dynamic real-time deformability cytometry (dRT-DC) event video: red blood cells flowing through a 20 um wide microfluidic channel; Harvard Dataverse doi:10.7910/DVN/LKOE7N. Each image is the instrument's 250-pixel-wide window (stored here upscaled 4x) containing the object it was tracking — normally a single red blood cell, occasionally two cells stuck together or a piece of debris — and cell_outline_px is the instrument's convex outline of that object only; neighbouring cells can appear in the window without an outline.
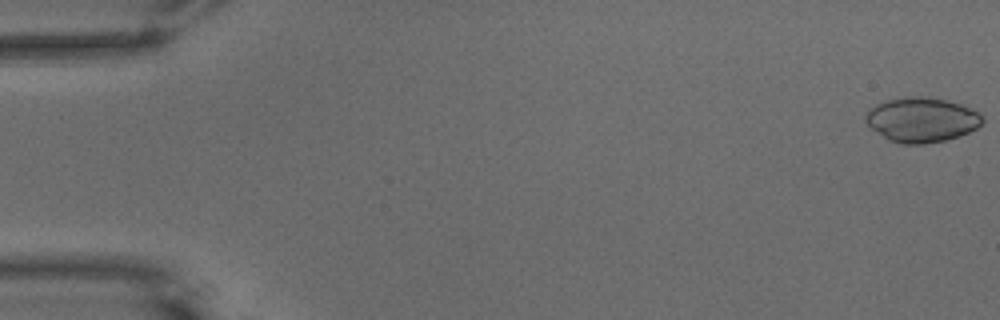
{"species": "common noctule bat (a hibernating species)", "species_latin": "Nyctalus noctula", "temperature_condition": "warm", "stored_images_in_passage": 56, "camera_frame_rate_fps": 3000, "um_per_image_px": 0.085, "animal": {"sex": "male", "body_mass_g": 15.6}, "frame": {"image": 1, "passage_image": 1, "time_ms": 0.0, "image_size_px": [1000, 320], "cell_outline_px": [[984, 120], [976, 128], [968, 132], [944, 140], [924, 144], [900, 144], [888, 140], [872, 128], [864, 120], [864, 116], [868, 108], [876, 104], [888, 100], [908, 96], [928, 96], [960, 104], [980, 112], [984, 116]], "centroid_in_image_um": [78.32, 10.17], "position_along_channel_um": 6.7, "area_um2": 30.46}}
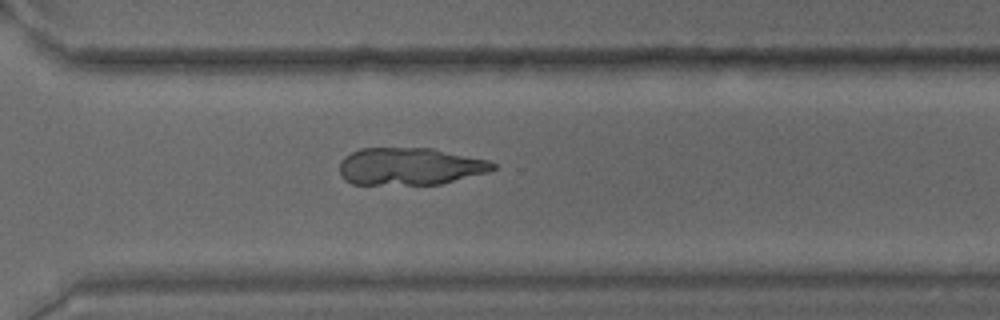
{"frame": {"image": 2, "passage_image": 41, "time_ms": 13.333, "image_size_px": [1000, 320], "cell_outline_px": [[496, 168], [488, 172], [440, 184], [352, 184], [344, 180], [340, 176], [340, 160], [344, 156], [360, 148], [432, 148], [488, 160], [496, 164]], "centroid_in_image_um": [34.81, 14.14], "position_along_channel_um": 335.8, "area_um2": 33.41}}
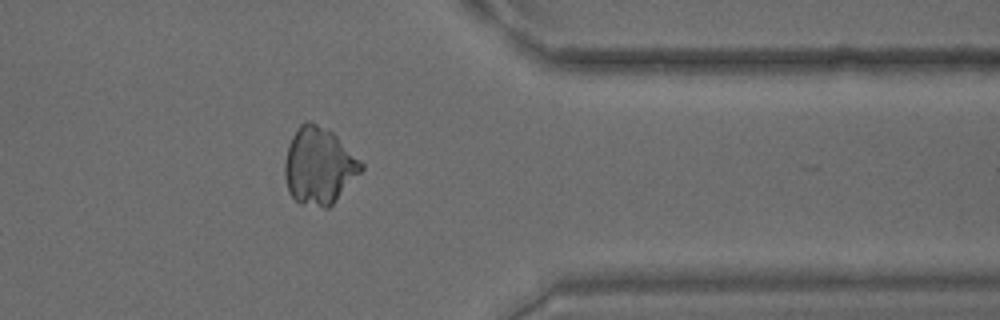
{"frame": {"image": 3, "passage_image": 46, "time_ms": 15.0, "image_size_px": [1000, 320], "cell_outline_px": [[364, 168], [332, 204], [328, 208], [324, 208], [300, 204], [288, 192], [284, 176], [284, 164], [288, 144], [296, 128], [300, 124], [308, 120], [328, 128], [364, 164]], "centroid_in_image_um": [27.08, 14.09], "position_along_channel_um": 384.3, "area_um2": 34.28}}